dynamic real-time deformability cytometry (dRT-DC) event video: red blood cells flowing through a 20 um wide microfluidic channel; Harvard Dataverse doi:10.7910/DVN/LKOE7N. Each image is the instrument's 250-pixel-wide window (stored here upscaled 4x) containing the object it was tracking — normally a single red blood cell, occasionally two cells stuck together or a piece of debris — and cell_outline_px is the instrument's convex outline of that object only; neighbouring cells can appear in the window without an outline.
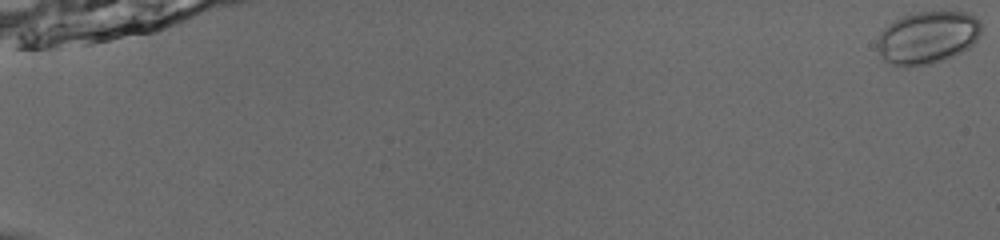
{"species": "common noctule bat (a hibernating species)", "species_latin": "Nyctalus noctula", "temperature_condition": "room temperature", "stored_images_in_passage": 55, "camera_frame_rate_fps": 3000, "um_per_image_px": 0.085, "animal": {"sex": "male", "body_mass_g": 13.0, "forearm_length_mm": 53.1}, "frame": {"image": 1, "passage_image": 1, "time_ms": 0.0, "image_size_px": [1000, 240], "cell_outline_px": [[980, 32], [976, 40], [968, 48], [960, 52], [940, 60], [928, 64], [896, 64], [884, 60], [880, 52], [880, 36], [896, 20], [904, 16], [920, 12], [964, 12], [972, 16], [980, 24]], "centroid_in_image_um": [78.9, 3.16], "position_along_channel_um": 6.1, "area_um2": 30.06}}
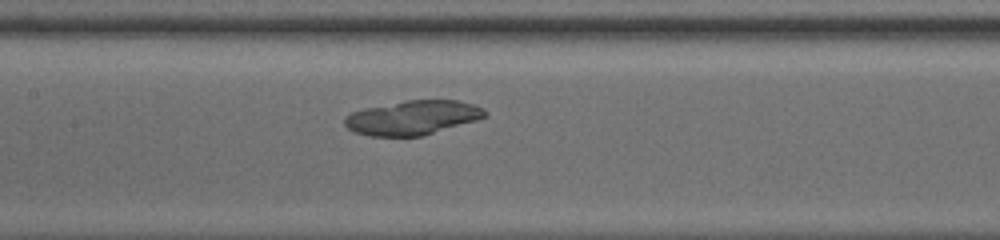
{"frame": {"image": 2, "passage_image": 30, "time_ms": 9.667, "image_size_px": [1000, 240], "cell_outline_px": [[488, 116], [476, 120], [420, 136], [368, 136], [356, 132], [348, 128], [344, 124], [344, 116], [352, 112], [364, 108], [404, 100], [460, 100], [484, 108], [488, 112]], "centroid_in_image_um": [35.07, 9.99], "position_along_channel_um": 172.3, "area_um2": 28.03}}
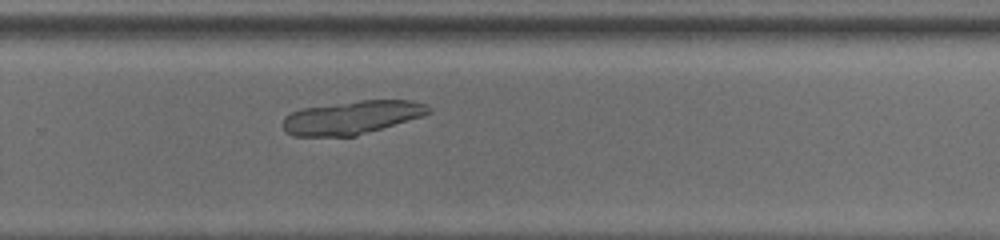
{"frame": {"image": 3, "passage_image": 40, "time_ms": 13.0, "image_size_px": [1000, 240], "cell_outline_px": [[432, 112], [424, 116], [356, 136], [292, 136], [284, 128], [284, 116], [300, 108], [360, 100], [408, 100], [424, 104], [432, 108]], "centroid_in_image_um": [29.93, 9.98], "position_along_channel_um": 299.9, "area_um2": 28.38}, "authors_computed_cell_mechanics": {"area_um2": 29.3046, "velocity_mm_per_s": 3.8467, "shape_relaxation_time_tau1_ms": 0.5379, "shape_relaxation_time_tau2_ms": 6.6781, "deformation_change_tau1": null, "deformation_change_tau2": 0.043}}